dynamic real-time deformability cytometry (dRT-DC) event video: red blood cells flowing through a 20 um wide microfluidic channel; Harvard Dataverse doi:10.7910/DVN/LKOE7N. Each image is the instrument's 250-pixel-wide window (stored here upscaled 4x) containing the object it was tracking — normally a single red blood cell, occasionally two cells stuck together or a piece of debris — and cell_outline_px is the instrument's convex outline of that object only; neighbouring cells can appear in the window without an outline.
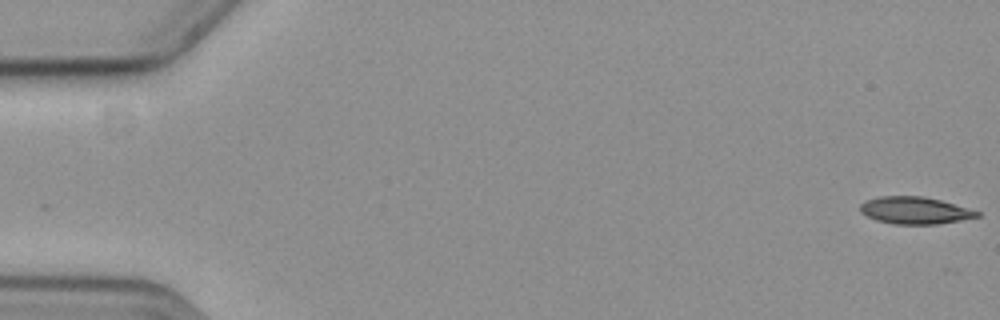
{"species": "common noctule bat (a hibernating species)", "species_latin": "Nyctalus noctula", "temperature_condition": "cold", "stored_images_in_passage": 14, "camera_frame_rate_fps": 3000, "um_per_image_px": 0.085, "animal": {"sex": "female", "body_mass_g": 19.3, "forearm_length_mm": 54.1}, "frame": {"image": 1, "passage_image": 1, "time_ms": 0.0, "image_size_px": [1000, 320], "cell_outline_px": [[980, 216], [960, 220], [936, 224], [896, 224], [876, 220], [860, 212], [860, 204], [868, 200], [880, 196], [924, 196], [940, 200], [980, 212]], "centroid_in_image_um": [77.74, 17.88], "position_along_channel_um": 7.3, "area_um2": 18.21}}
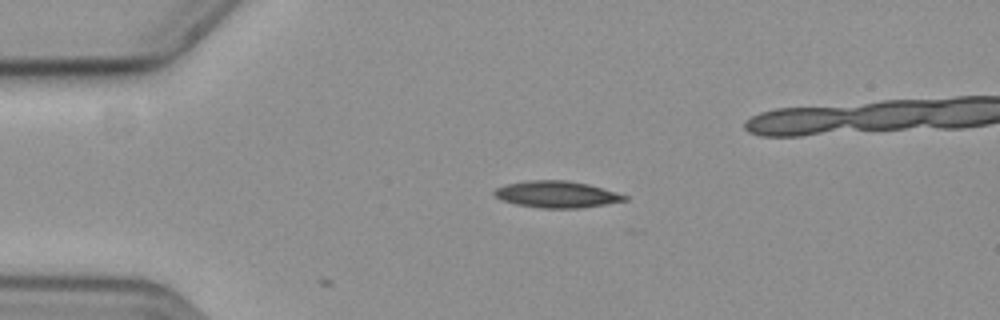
{"frame": {"image": 2, "passage_image": 14, "time_ms": 4.333, "image_size_px": [1000, 320], "cell_outline_px": [[628, 200], [580, 208], [540, 208], [516, 204], [500, 200], [492, 192], [496, 188], [508, 184], [528, 180], [564, 180], [588, 184], [616, 192], [628, 196]], "centroid_in_image_um": [47.3, 16.52], "position_along_channel_um": 37.7, "area_um2": 20.11}}